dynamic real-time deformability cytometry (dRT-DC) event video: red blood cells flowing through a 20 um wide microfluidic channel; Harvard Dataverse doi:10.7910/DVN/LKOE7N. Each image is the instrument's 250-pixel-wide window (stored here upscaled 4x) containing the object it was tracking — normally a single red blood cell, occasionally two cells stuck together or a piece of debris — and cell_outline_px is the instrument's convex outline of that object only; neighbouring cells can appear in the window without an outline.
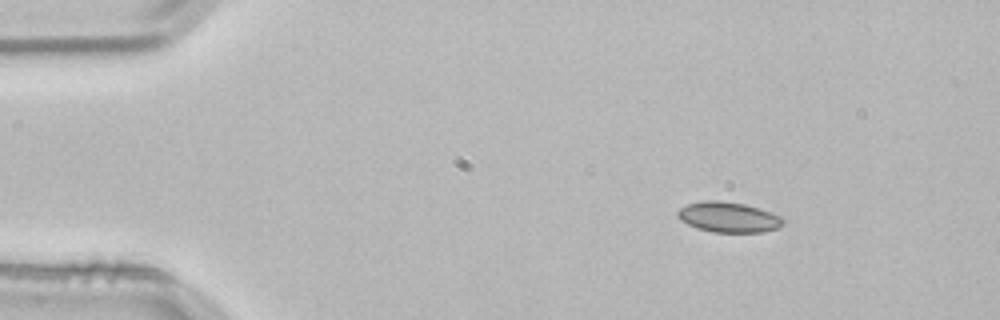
{"species": "common noctule bat (a hibernating species)", "species_latin": "Nyctalus noctula", "temperature_condition": "room temperature", "stored_images_in_passage": 47, "camera_frame_rate_fps": 3000, "um_per_image_px": 0.085, "animal": {"sex": "male", "body_mass_g": 21.5, "forearm_length_mm": 52.0}, "frame": {"image": 1, "passage_image": 1, "time_ms": 0.0, "image_size_px": [1000, 320], "cell_outline_px": [[784, 224], [780, 228], [764, 232], [712, 232], [696, 228], [680, 220], [676, 216], [676, 212], [680, 208], [688, 204], [704, 200], [720, 200], [744, 204], [760, 208], [780, 216], [784, 220]], "centroid_in_image_um": [61.92, 18.46], "position_along_channel_um": 23.1, "area_um2": 18.84}}
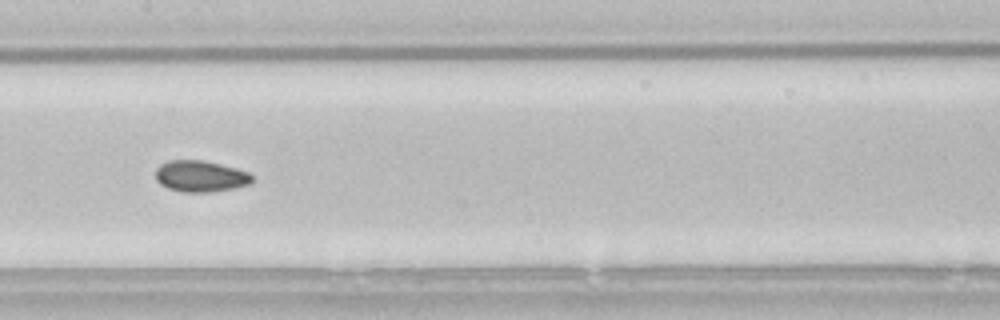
{"frame": {"image": 2, "passage_image": 20, "time_ms": 6.333, "image_size_px": [1000, 320], "cell_outline_px": [[252, 180], [248, 184], [232, 188], [208, 192], [180, 192], [168, 188], [160, 184], [156, 180], [156, 168], [160, 164], [168, 160], [204, 160], [236, 168], [248, 172], [252, 176]], "centroid_in_image_um": [16.99, 14.97], "position_along_channel_um": 190.4, "area_um2": 17.57}}
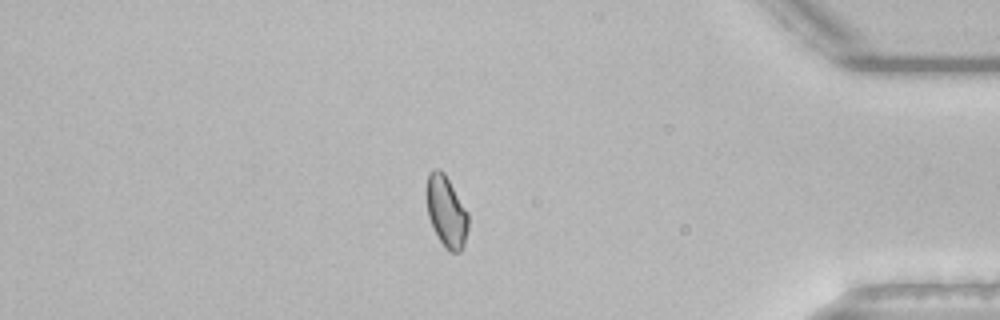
{"frame": {"image": 3, "passage_image": 39, "time_ms": 12.667, "image_size_px": [1000, 320], "cell_outline_px": [[468, 228], [464, 244], [460, 252], [448, 252], [440, 240], [428, 216], [424, 196], [424, 192], [428, 172], [432, 168], [440, 168], [444, 172], [468, 212]], "centroid_in_image_um": [37.9, 17.91], "position_along_channel_um": 397.3, "area_um2": 17.69}, "authors_computed_cell_mechanics": {"area_um2": 17.5712, "velocity_mm_per_s": 3.8307, "shape_relaxation_time_tau1_ms": 5.1844, "shape_relaxation_time_tau2_ms": 2.5206, "deformation_change_tau1": 0.0729, "deformation_change_tau2": 0.0505}}